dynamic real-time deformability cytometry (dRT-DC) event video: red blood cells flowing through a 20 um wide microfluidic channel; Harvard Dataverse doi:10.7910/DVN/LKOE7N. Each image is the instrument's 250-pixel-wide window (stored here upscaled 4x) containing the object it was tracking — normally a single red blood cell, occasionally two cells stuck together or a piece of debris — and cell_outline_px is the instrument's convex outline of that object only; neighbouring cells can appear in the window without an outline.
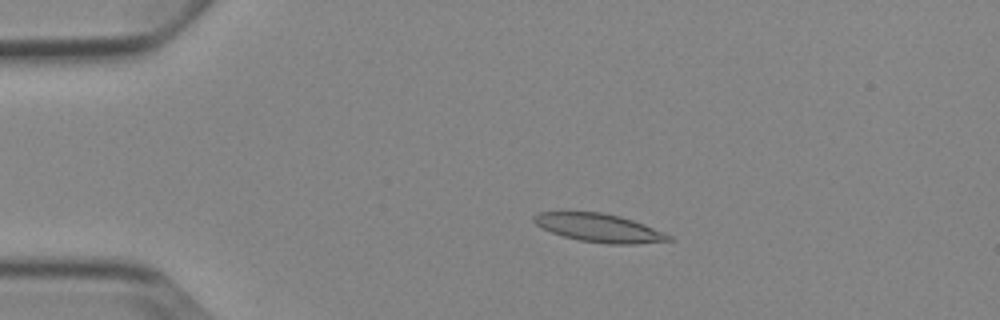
{"species": "Egyptian fruit bat (a non-hibernating species)", "species_latin": "Rousettus aegyptiacus", "temperature_condition": "cold", "stored_images_in_passage": 5, "camera_frame_rate_fps": 3000, "um_per_image_px": 0.085, "animal": {"sex": "female"}, "frame": {"image": 1, "passage_image": 2, "time_ms": 1.0, "image_size_px": [1000, 320], "cell_outline_px": [[676, 240], [636, 244], [608, 244], [580, 240], [564, 236], [552, 232], [536, 224], [532, 220], [532, 216], [540, 212], [600, 212], [620, 216], [644, 224], [672, 236]], "centroid_in_image_um": [50.96, 19.37], "position_along_channel_um": 34.0, "area_um2": 22.08}}
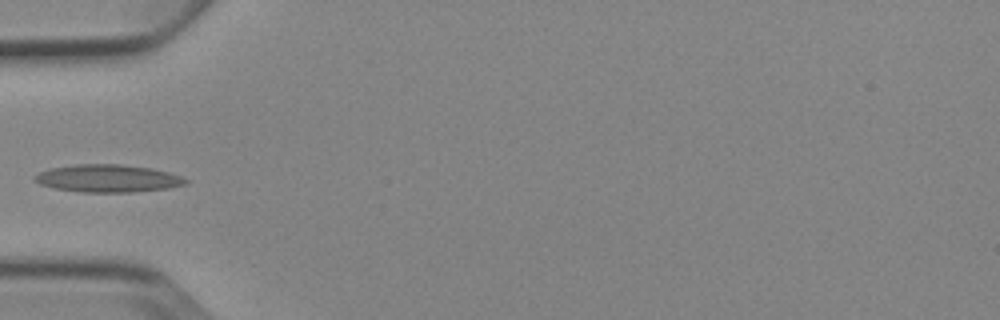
{"frame": {"image": 2, "passage_image": 4, "time_ms": 3.333, "image_size_px": [1000, 320], "cell_outline_px": [[188, 184], [168, 188], [132, 192], [80, 192], [52, 188], [40, 184], [32, 180], [32, 176], [48, 168], [76, 164], [120, 164], [152, 168], [168, 172], [180, 176], [188, 180]], "centroid_in_image_um": [9.12, 15.16], "position_along_channel_um": 75.9, "area_um2": 24.51}}
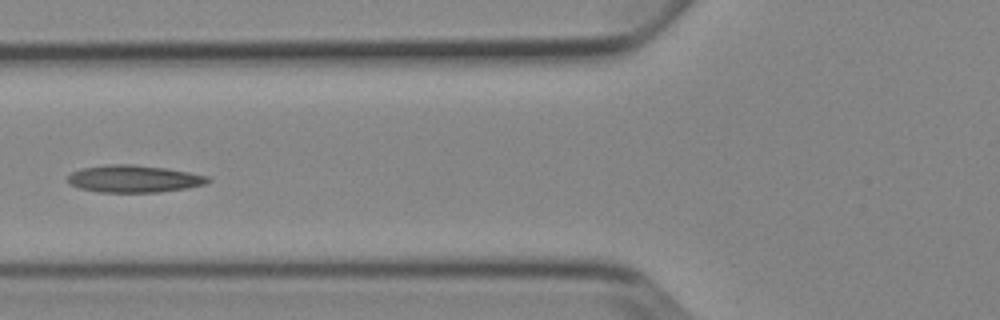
{"frame": {"image": 3, "passage_image": 5, "time_ms": 4.333, "image_size_px": [1000, 320], "cell_outline_px": [[212, 180], [208, 184], [188, 188], [160, 192], [100, 192], [80, 188], [72, 184], [68, 180], [68, 176], [72, 172], [80, 168], [108, 164], [132, 164], [164, 168], [188, 172], [208, 176]], "centroid_in_image_um": [11.43, 15.2], "position_along_channel_um": 114.4, "area_um2": 22.25}}